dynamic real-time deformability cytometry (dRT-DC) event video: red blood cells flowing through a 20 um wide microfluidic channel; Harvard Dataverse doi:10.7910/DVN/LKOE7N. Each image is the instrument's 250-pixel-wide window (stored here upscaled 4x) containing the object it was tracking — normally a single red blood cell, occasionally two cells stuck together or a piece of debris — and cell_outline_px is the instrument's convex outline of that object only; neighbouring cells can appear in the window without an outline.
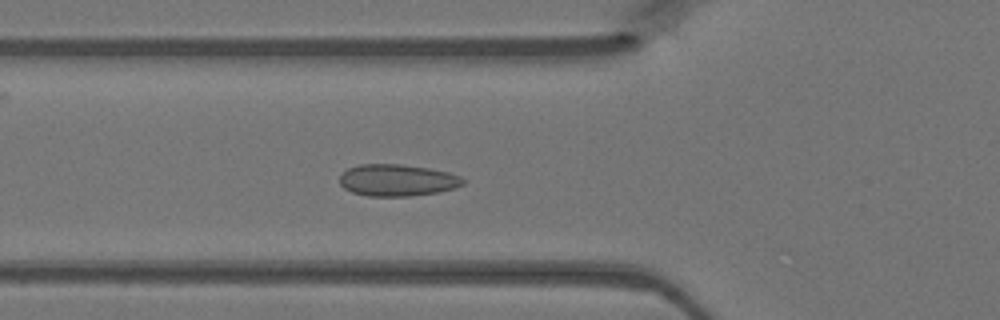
{"species": "Egyptian fruit bat (a non-hibernating species)", "species_latin": "Rousettus aegyptiacus", "temperature_condition": "warm", "stored_images_in_passage": 17, "camera_frame_rate_fps": 3000, "um_per_image_px": 0.085, "animal": {"sex": "female"}, "frame": {"image": 1, "passage_image": 4, "time_ms": 1.0, "image_size_px": [1000, 320], "cell_outline_px": [[468, 180], [464, 184], [440, 192], [408, 196], [368, 196], [352, 192], [344, 188], [340, 184], [340, 176], [348, 168], [360, 164], [400, 164], [428, 168], [448, 172], [460, 176]], "centroid_in_image_um": [33.78, 15.32], "position_along_channel_um": 92.0, "area_um2": 22.89}}
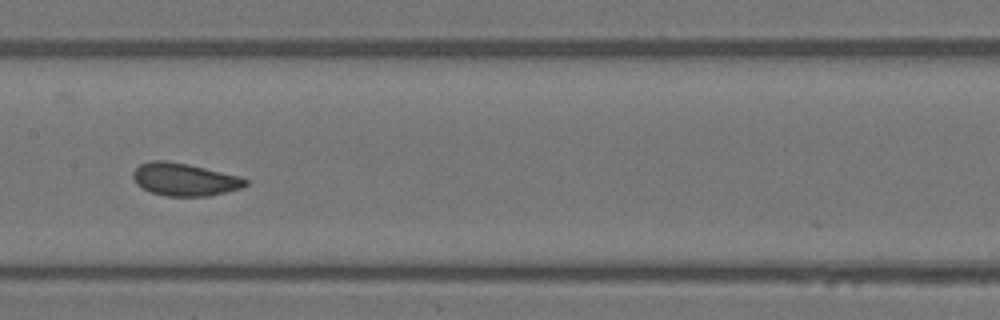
{"frame": {"image": 2, "passage_image": 11, "time_ms": 3.333, "image_size_px": [1000, 320], "cell_outline_px": [[248, 184], [240, 188], [208, 196], [164, 196], [152, 192], [136, 184], [132, 176], [132, 172], [140, 164], [152, 160], [168, 160], [188, 164], [240, 176], [248, 180]], "centroid_in_image_um": [15.66, 15.24], "position_along_channel_um": 191.7, "area_um2": 21.39}}
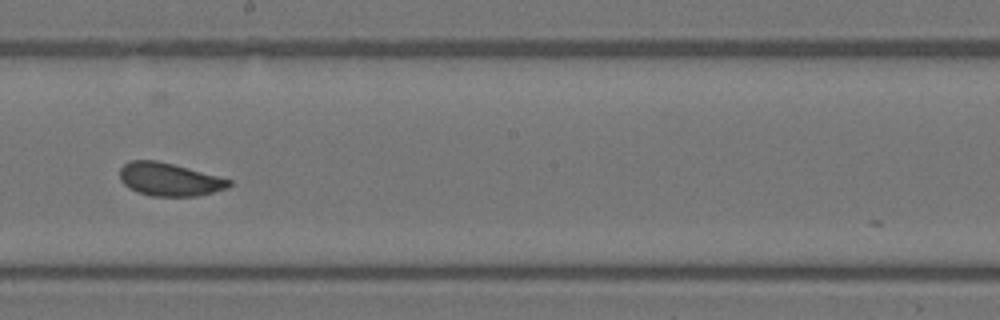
{"frame": {"image": 3, "passage_image": 14, "time_ms": 4.333, "image_size_px": [1000, 320], "cell_outline_px": [[232, 184], [228, 188], [196, 196], [152, 196], [128, 188], [120, 180], [120, 168], [124, 164], [132, 160], [156, 160], [188, 168], [232, 180]], "centroid_in_image_um": [14.38, 15.25], "position_along_channel_um": 233.8, "area_um2": 20.87}}